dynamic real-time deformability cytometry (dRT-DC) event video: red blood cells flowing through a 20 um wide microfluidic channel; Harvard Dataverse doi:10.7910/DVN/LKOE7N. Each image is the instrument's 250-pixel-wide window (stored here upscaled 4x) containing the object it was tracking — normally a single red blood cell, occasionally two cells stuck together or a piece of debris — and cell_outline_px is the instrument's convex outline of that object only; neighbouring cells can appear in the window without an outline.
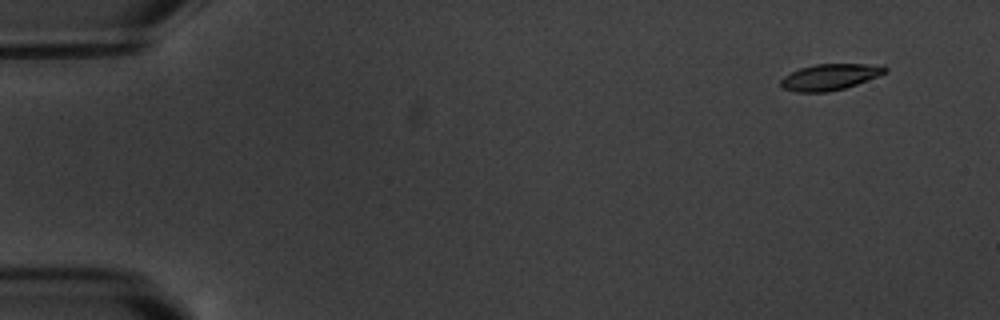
{"species": "common noctule bat (a hibernating species)", "species_latin": "Nyctalus noctula", "temperature_condition": "warm", "stored_images_in_passage": 5, "camera_frame_rate_fps": 3000, "um_per_image_px": 0.085, "animal": {"sex": "male", "body_mass_g": 20.1, "forearm_length_mm": 53.5}, "frame": {"image": 1, "passage_image": 2, "time_ms": 1.0, "image_size_px": [1000, 320], "cell_outline_px": [[888, 72], [856, 84], [844, 88], [828, 92], [796, 92], [784, 88], [780, 84], [780, 80], [784, 76], [800, 68], [816, 64], [884, 64], [888, 68]], "centroid_in_image_um": [70.58, 6.53], "position_along_channel_um": 14.4, "area_um2": 15.9}}
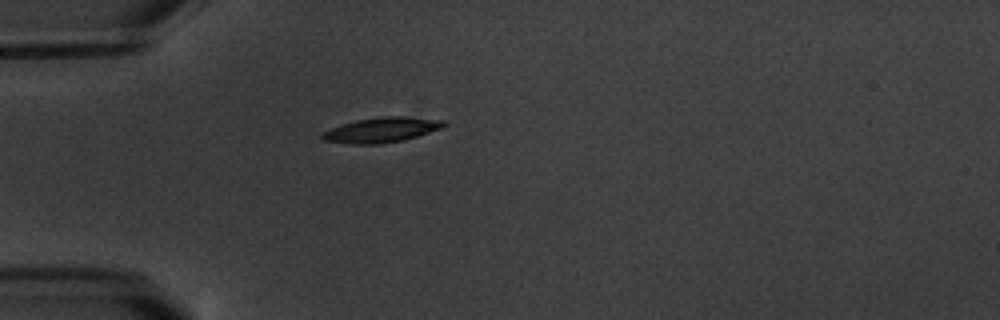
{"frame": {"image": 2, "passage_image": 5, "time_ms": 5.333, "image_size_px": [1000, 320], "cell_outline_px": [[448, 124], [440, 128], [404, 140], [380, 144], [352, 144], [324, 140], [320, 136], [324, 132], [332, 128], [356, 120], [384, 116], [404, 116], [444, 120]], "centroid_in_image_um": [32.46, 11.04], "position_along_channel_um": 52.5, "area_um2": 17.46}}